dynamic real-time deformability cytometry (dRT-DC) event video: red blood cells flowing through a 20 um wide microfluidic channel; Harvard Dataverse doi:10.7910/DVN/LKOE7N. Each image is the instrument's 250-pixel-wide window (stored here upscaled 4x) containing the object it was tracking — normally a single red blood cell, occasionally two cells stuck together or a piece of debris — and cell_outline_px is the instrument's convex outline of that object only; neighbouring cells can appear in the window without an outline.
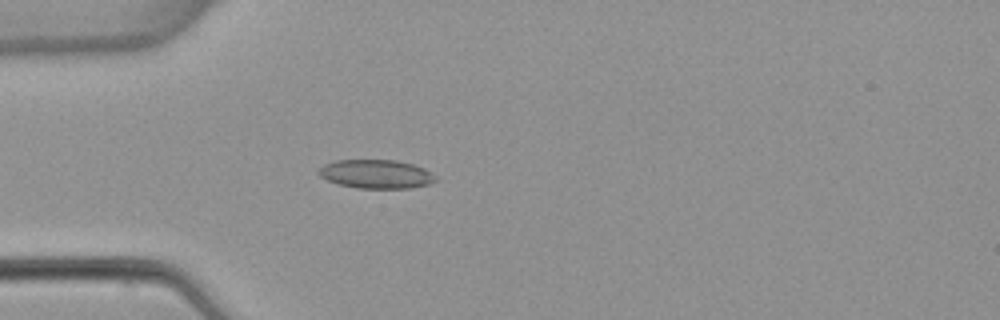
{"species": "common noctule bat (a hibernating species)", "species_latin": "Nyctalus noctula", "temperature_condition": "warm", "stored_images_in_passage": 5, "camera_frame_rate_fps": 3000, "um_per_image_px": 0.085, "animal": {"sex": "female", "body_mass_g": 22.7, "forearm_length_mm": 54.2}, "frame": {"image": 1, "passage_image": 5, "time_ms": 5.0, "image_size_px": [1000, 320], "cell_outline_px": [[440, 180], [428, 184], [412, 188], [356, 188], [336, 184], [320, 176], [316, 172], [324, 164], [336, 160], [396, 160], [412, 164], [424, 168], [436, 176]], "centroid_in_image_um": [31.98, 14.8], "position_along_channel_um": 53.0, "area_um2": 19.77}}